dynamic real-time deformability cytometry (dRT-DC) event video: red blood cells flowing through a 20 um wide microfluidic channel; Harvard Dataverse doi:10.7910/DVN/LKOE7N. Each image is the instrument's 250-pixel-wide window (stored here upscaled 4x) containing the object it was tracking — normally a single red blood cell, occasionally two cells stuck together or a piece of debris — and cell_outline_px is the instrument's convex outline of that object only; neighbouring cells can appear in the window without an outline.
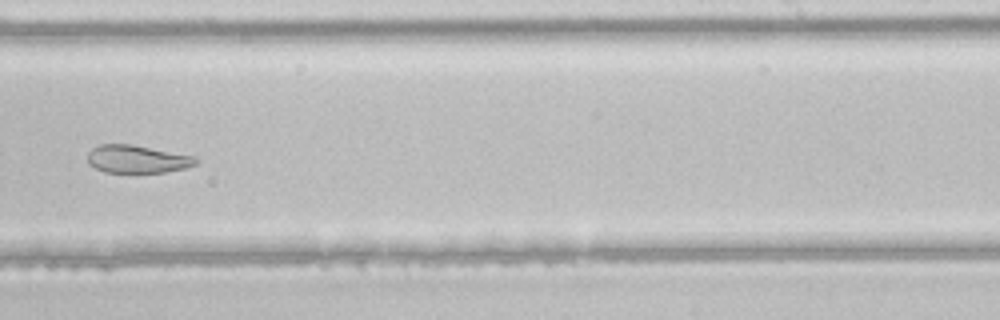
{"species": "common noctule bat (a hibernating species)", "species_latin": "Nyctalus noctula", "temperature_condition": "room temperature", "stored_images_in_passage": 34, "camera_frame_rate_fps": 3000, "um_per_image_px": 0.085, "animal": {"sex": "male", "body_mass_g": 21.5, "forearm_length_mm": 52.0}, "frame": {"image": 1, "passage_image": 20, "time_ms": 6.333, "image_size_px": [1000, 320], "cell_outline_px": [[200, 160], [196, 164], [184, 168], [164, 172], [104, 172], [88, 164], [88, 152], [92, 148], [100, 144], [132, 144], [196, 156]], "centroid_in_image_um": [11.67, 13.51], "position_along_channel_um": 277.3, "area_um2": 17.63}}